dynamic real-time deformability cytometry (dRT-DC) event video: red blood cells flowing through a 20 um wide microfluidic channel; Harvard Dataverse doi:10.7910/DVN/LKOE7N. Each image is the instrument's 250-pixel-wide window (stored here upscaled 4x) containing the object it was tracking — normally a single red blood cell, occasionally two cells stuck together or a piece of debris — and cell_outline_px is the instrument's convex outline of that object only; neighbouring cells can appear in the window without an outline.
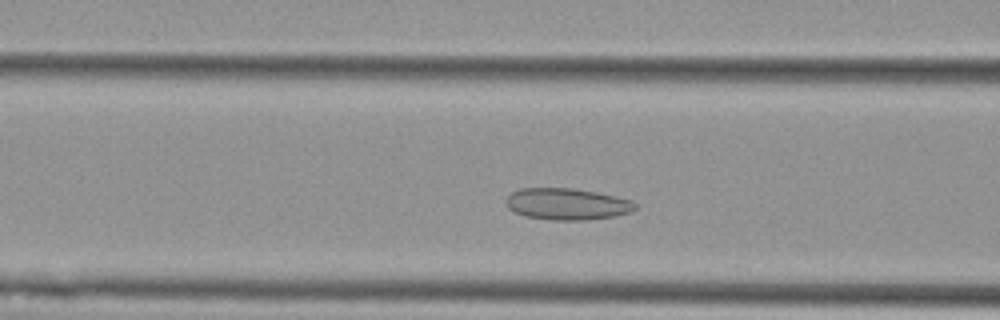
{"species": "Egyptian fruit bat (a non-hibernating species)", "species_latin": "Rousettus aegyptiacus", "temperature_condition": "cold", "stored_images_in_passage": 40, "camera_frame_rate_fps": 3000, "um_per_image_px": 0.085, "animal": {"sex": "female"}, "frame": {"image": 1, "passage_image": 7, "time_ms": 2.0, "image_size_px": [1000, 320], "cell_outline_px": [[636, 208], [632, 212], [612, 216], [588, 220], [552, 220], [524, 216], [508, 208], [504, 200], [512, 192], [520, 188], [572, 188], [596, 192], [616, 196], [632, 200], [636, 204]], "centroid_in_image_um": [48.19, 17.34], "position_along_channel_um": 118.4, "area_um2": 23.87}}
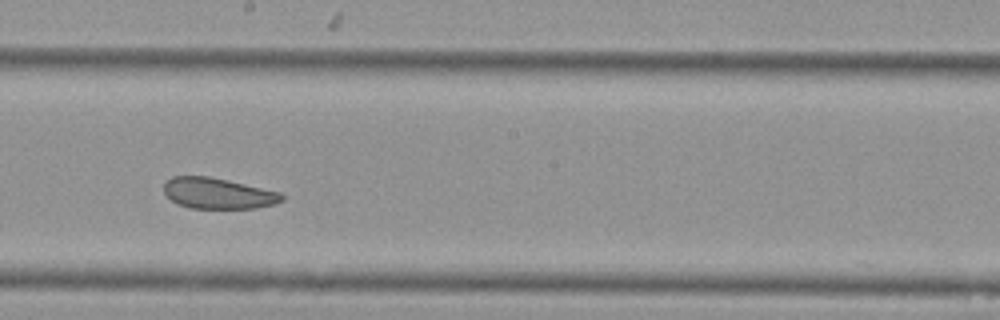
{"frame": {"image": 2, "passage_image": 16, "time_ms": 5.0, "image_size_px": [1000, 320], "cell_outline_px": [[284, 200], [276, 204], [256, 208], [188, 208], [172, 200], [164, 192], [164, 184], [172, 176], [208, 176], [228, 180], [280, 192], [284, 196]], "centroid_in_image_um": [18.56, 16.43], "position_along_channel_um": 229.6, "area_um2": 21.15}}
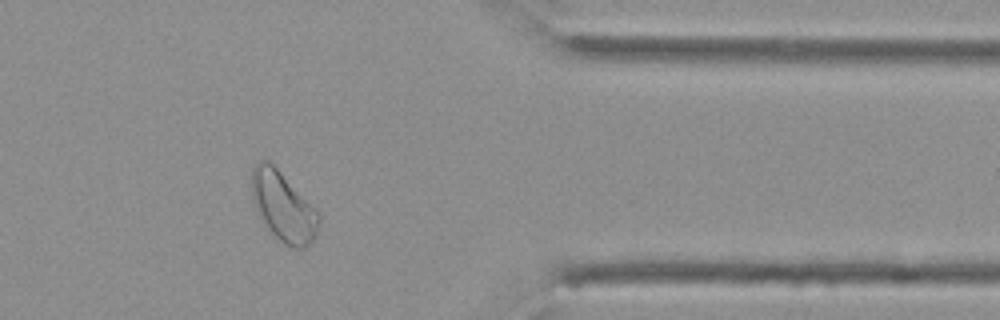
{"frame": {"image": 3, "passage_image": 30, "time_ms": 9.667, "image_size_px": [1000, 320], "cell_outline_px": [[320, 224], [316, 236], [304, 248], [296, 248], [280, 240], [260, 220], [252, 200], [252, 168], [260, 160], [268, 160], [320, 212]], "centroid_in_image_um": [24.08, 17.56], "position_along_channel_um": 387.3, "area_um2": 26.93}, "authors_computed_cell_mechanics": {"area_um2": 23.5535, "velocity_mm_per_s": 3.7304, "shape_relaxation_time_tau1_ms": null, "shape_relaxation_time_tau2_ms": 2.6578, "deformation_change_tau1": null, "deformation_change_tau2": 0.073}}